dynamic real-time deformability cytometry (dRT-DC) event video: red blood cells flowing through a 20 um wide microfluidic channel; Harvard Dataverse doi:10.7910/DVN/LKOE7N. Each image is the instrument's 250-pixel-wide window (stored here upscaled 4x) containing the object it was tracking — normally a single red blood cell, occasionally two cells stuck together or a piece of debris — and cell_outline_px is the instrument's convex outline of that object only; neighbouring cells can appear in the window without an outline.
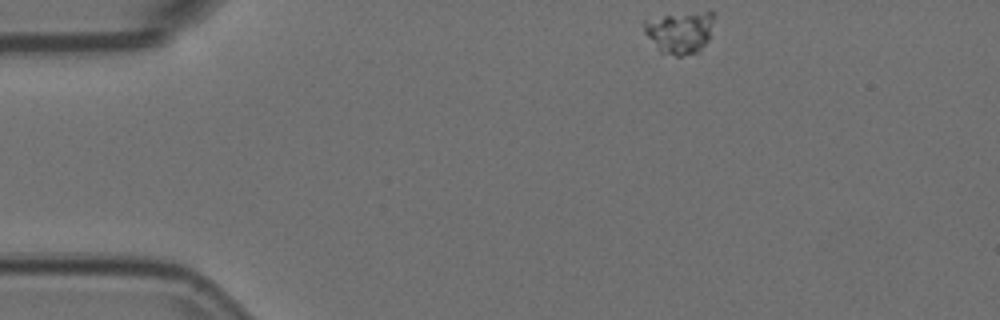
{"species": "Egyptian fruit bat (a non-hibernating species)", "species_latin": "Rousettus aegyptiacus", "temperature_condition": "room temperature", "stored_images_in_passage": 3, "camera_frame_rate_fps": 3000, "um_per_image_px": 0.085, "animal": {"sex": "female"}, "frame": {"image": 1, "passage_image": 1, "time_ms": 0.0, "image_size_px": [1000, 320], "cell_outline_px": [[712, 20], [708, 40], [700, 52], [680, 56], [676, 56], [660, 52], [644, 32], [644, 20], [664, 16], [704, 12], [712, 12]], "centroid_in_image_um": [57.76, 2.79], "position_along_channel_um": 27.2, "area_um2": 16.7}}